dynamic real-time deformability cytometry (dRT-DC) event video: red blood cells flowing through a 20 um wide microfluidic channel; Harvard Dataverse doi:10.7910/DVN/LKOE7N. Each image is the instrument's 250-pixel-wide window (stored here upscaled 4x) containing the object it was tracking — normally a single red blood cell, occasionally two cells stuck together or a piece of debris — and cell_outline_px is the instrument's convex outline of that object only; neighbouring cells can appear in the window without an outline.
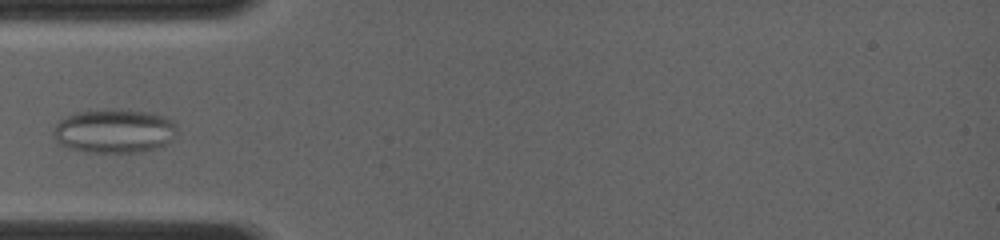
{"species": "common noctule bat (a hibernating species)", "species_latin": "Nyctalus noctula", "temperature_condition": "room temperature", "stored_images_in_passage": 33, "camera_frame_rate_fps": 4000, "um_per_image_px": 0.085, "animal": {"sex": "female", "body_mass_g": 19.0, "forearm_length_mm": 56.7}, "frame": {"image": 1, "passage_image": 11, "time_ms": 4.75, "image_size_px": [1000, 240], "cell_outline_px": [[176, 136], [164, 144], [156, 148], [140, 152], [88, 152], [72, 148], [60, 144], [56, 140], [52, 132], [56, 124], [60, 120], [76, 112], [104, 108], [120, 108], [148, 112], [164, 116], [172, 120], [176, 124]], "centroid_in_image_um": [9.72, 11.11], "position_along_channel_um": 75.3, "area_um2": 31.91}}
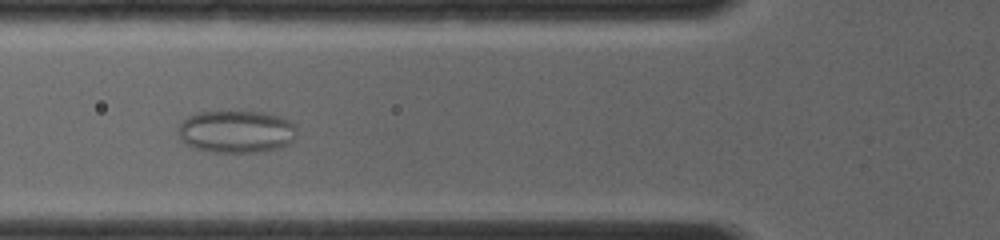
{"frame": {"image": 2, "passage_image": 13, "time_ms": 5.5, "image_size_px": [1000, 240], "cell_outline_px": [[296, 140], [288, 144], [276, 148], [260, 152], [212, 152], [192, 148], [184, 144], [180, 140], [176, 128], [188, 116], [200, 112], [264, 112], [288, 120], [296, 128]], "centroid_in_image_um": [20.04, 11.2], "position_along_channel_um": 105.8, "area_um2": 29.48}}
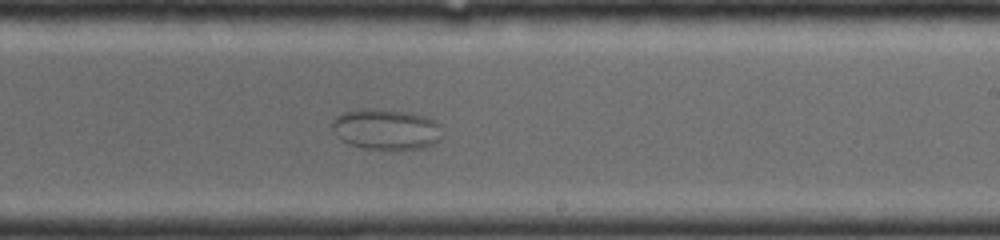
{"frame": {"image": 3, "passage_image": 21, "time_ms": 9.25, "image_size_px": [1000, 240], "cell_outline_px": [[444, 136], [440, 140], [424, 148], [364, 148], [348, 144], [340, 140], [336, 136], [332, 128], [332, 120], [336, 116], [344, 112], [404, 112], [424, 116], [440, 124]], "centroid_in_image_um": [32.85, 11.04], "position_along_channel_um": 256.1, "area_um2": 25.03}}